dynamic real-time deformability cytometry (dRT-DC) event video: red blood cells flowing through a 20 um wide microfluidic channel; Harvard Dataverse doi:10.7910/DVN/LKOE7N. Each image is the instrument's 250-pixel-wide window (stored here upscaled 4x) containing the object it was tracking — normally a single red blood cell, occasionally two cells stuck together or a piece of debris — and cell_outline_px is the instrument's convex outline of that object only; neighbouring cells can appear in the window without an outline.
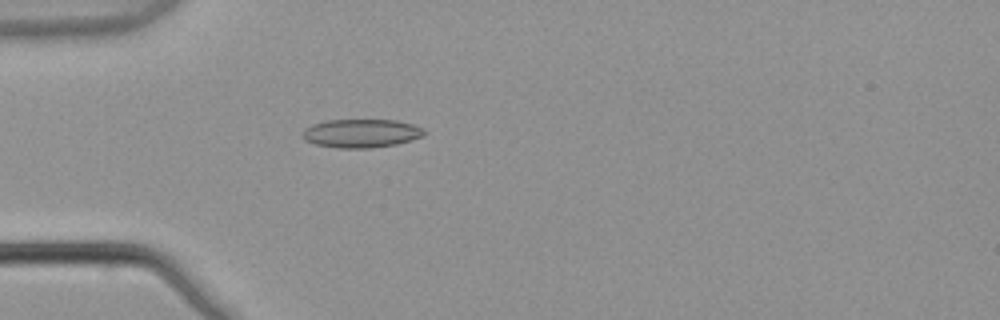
{"species": "common noctule bat (a hibernating species)", "species_latin": "Nyctalus noctula", "temperature_condition": "warm", "stored_images_in_passage": 5, "camera_frame_rate_fps": 3000, "um_per_image_px": 0.085, "animal": {"sex": "male", "body_mass_g": 21.5, "forearm_length_mm": 52.0}, "frame": {"image": 1, "passage_image": 5, "time_ms": 1.333, "image_size_px": [1000, 320], "cell_outline_px": [[424, 136], [412, 140], [396, 144], [372, 148], [336, 148], [316, 144], [304, 140], [300, 136], [304, 128], [312, 124], [324, 120], [396, 120], [412, 124], [424, 128]], "centroid_in_image_um": [30.67, 11.33], "position_along_channel_um": 54.3, "area_um2": 20.46}}